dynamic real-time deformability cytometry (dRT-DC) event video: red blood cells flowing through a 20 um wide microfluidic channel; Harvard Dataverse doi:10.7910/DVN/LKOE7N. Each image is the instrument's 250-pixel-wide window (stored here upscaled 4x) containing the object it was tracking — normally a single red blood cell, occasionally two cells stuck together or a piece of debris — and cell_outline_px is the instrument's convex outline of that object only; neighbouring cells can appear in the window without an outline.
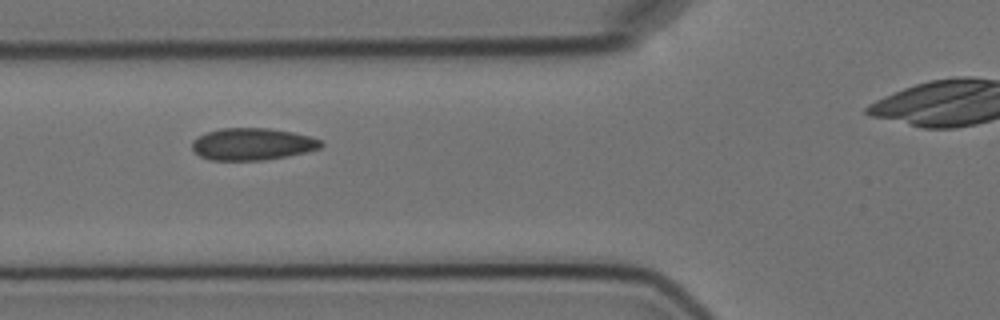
{"species": "Egyptian fruit bat (a non-hibernating species)", "species_latin": "Rousettus aegyptiacus", "temperature_condition": "cold", "stored_images_in_passage": 5, "camera_frame_rate_fps": 3000, "um_per_image_px": 0.085, "animal": {"sex": "female"}, "frame": {"image": 1, "passage_image": 3, "time_ms": 2.333, "image_size_px": [1000, 320], "cell_outline_px": [[324, 144], [320, 148], [308, 152], [288, 156], [264, 160], [212, 160], [200, 156], [192, 148], [192, 140], [208, 132], [220, 128], [268, 128], [292, 132], [308, 136], [320, 140]], "centroid_in_image_um": [21.47, 12.25], "position_along_channel_um": 104.3, "area_um2": 23.99}}
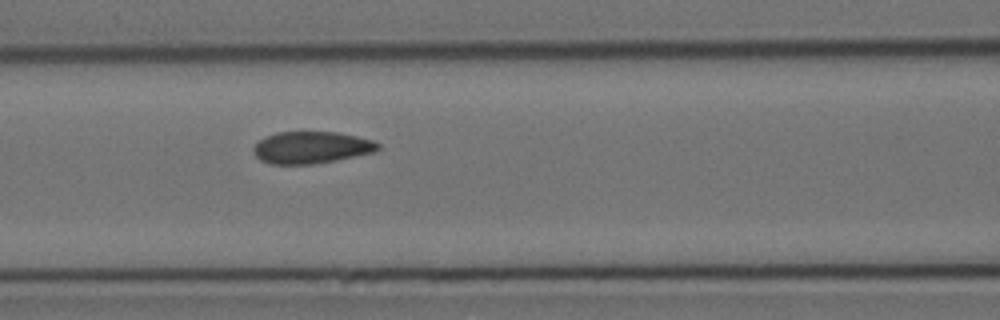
{"frame": {"image": 2, "passage_image": 4, "time_ms": 3.333, "image_size_px": [1000, 320], "cell_outline_px": [[380, 148], [376, 152], [336, 160], [312, 164], [268, 164], [260, 160], [252, 152], [252, 148], [264, 136], [276, 132], [340, 132], [376, 140], [380, 144]], "centroid_in_image_um": [26.49, 12.53], "position_along_channel_um": 140.1, "area_um2": 23.58}}